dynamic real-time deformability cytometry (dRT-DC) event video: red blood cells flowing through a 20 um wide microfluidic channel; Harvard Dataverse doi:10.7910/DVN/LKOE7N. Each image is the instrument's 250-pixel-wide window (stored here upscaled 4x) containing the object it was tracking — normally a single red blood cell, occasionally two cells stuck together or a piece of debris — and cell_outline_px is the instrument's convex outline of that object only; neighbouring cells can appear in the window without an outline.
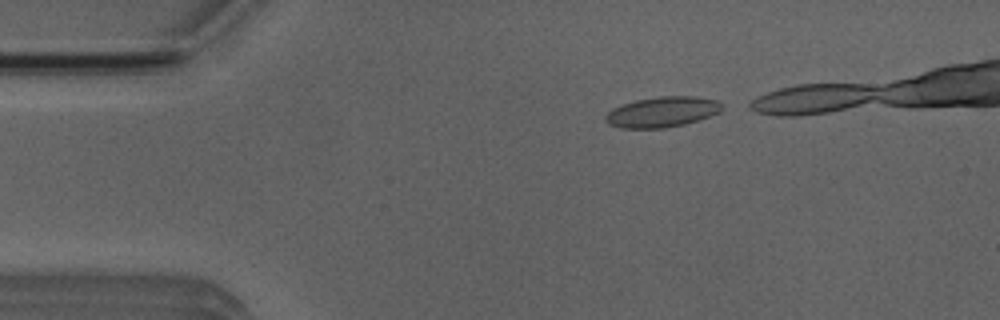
{"species": "Egyptian fruit bat (a non-hibernating species)", "species_latin": "Rousettus aegyptiacus", "temperature_condition": "room temperature", "stored_images_in_passage": 4, "camera_frame_rate_fps": 3000, "um_per_image_px": 0.085, "animal": {"sex": "male"}, "frame": {"image": 1, "passage_image": 1, "time_ms": 0.0, "image_size_px": [1000, 320], "cell_outline_px": [[724, 104], [720, 112], [700, 120], [684, 124], [664, 128], [620, 128], [608, 124], [604, 120], [604, 116], [612, 108], [636, 100], [660, 96], [696, 96], [716, 100]], "centroid_in_image_um": [56.3, 9.52], "position_along_channel_um": 28.7, "area_um2": 20.81}}